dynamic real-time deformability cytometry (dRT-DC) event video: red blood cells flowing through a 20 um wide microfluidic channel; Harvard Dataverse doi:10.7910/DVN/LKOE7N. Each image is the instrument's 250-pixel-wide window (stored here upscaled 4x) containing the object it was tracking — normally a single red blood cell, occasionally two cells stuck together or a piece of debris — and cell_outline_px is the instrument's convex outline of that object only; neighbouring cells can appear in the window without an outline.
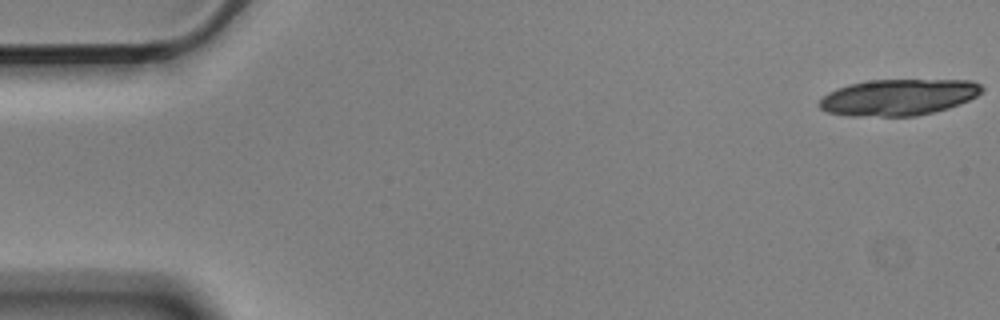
{"species": "Egyptian fruit bat (a non-hibernating species)", "species_latin": "Rousettus aegyptiacus", "temperature_condition": "cold", "stored_images_in_passage": 4, "camera_frame_rate_fps": 3000, "um_per_image_px": 0.085, "animal": {"sex": "male"}, "frame": {"image": 1, "passage_image": 1, "time_ms": 0.0, "image_size_px": [1000, 320], "cell_outline_px": [[984, 88], [976, 96], [968, 100], [948, 108], [916, 116], [848, 116], [828, 112], [820, 108], [816, 104], [828, 92], [836, 88], [848, 84], [868, 80], [972, 80], [980, 84]], "centroid_in_image_um": [76.32, 8.26], "position_along_channel_um": 8.7, "area_um2": 34.45}}